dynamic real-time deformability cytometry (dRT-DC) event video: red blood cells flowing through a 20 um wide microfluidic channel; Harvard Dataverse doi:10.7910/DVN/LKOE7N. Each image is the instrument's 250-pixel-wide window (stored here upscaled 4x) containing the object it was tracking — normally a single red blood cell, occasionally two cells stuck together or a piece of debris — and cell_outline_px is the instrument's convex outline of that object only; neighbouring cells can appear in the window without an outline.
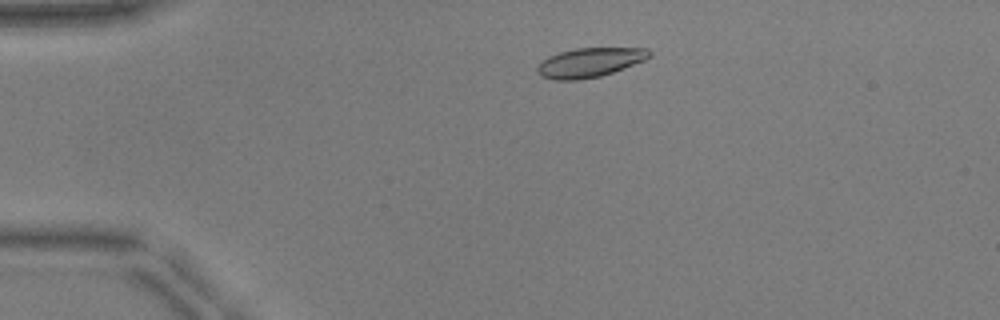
{"species": "common noctule bat (a hibernating species)", "species_latin": "Nyctalus noctula", "temperature_condition": "warm", "stored_images_in_passage": 47, "camera_frame_rate_fps": 3000, "um_per_image_px": 0.085, "animal": {"sex": "male", "body_mass_g": 17.9, "forearm_length_mm": 54.2}, "frame": {"image": 1, "passage_image": 7, "time_ms": 2.0, "image_size_px": [1000, 320], "cell_outline_px": [[652, 56], [644, 60], [612, 72], [600, 76], [580, 80], [556, 80], [540, 76], [536, 72], [536, 68], [548, 56], [560, 52], [576, 48], [648, 48], [652, 52]], "centroid_in_image_um": [50.12, 5.31], "position_along_channel_um": 34.9, "area_um2": 19.07}}
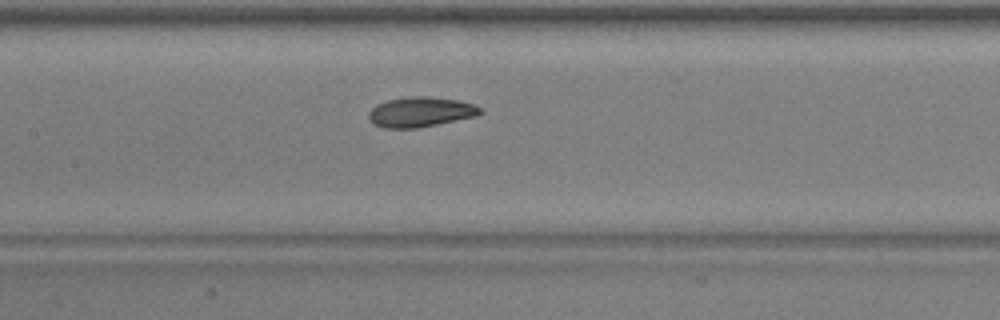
{"frame": {"image": 2, "passage_image": 21, "time_ms": 6.667, "image_size_px": [1000, 320], "cell_outline_px": [[484, 112], [480, 116], [416, 128], [384, 128], [372, 124], [368, 120], [368, 112], [376, 104], [388, 100], [412, 96], [424, 96], [456, 100], [472, 104], [484, 108]], "centroid_in_image_um": [35.76, 9.53], "position_along_channel_um": 171.6, "area_um2": 19.71}}
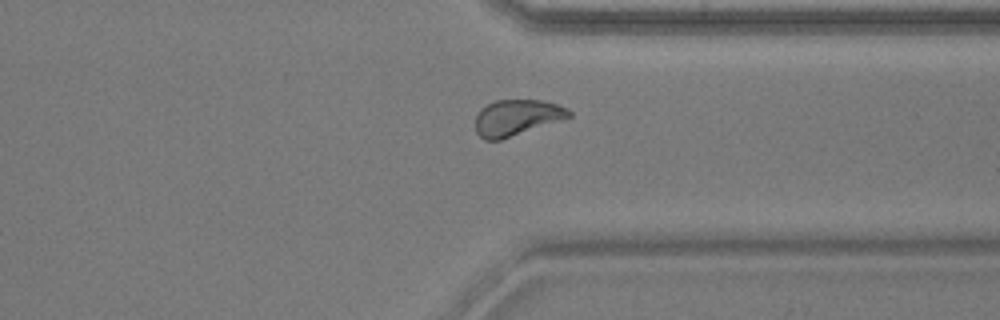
{"frame": {"image": 3, "passage_image": 36, "time_ms": 11.667, "image_size_px": [1000, 320], "cell_outline_px": [[572, 116], [564, 120], [500, 140], [484, 140], [476, 132], [476, 116], [480, 108], [496, 100], [540, 100], [556, 104], [568, 108], [572, 112]], "centroid_in_image_um": [43.95, 10.0], "position_along_channel_um": 367.5, "area_um2": 19.77}, "authors_computed_cell_mechanics": {"area_um2": 19.4208, "velocity_mm_per_s": 3.9217, "shape_relaxation_time_tau1_ms": 7.6981, "shape_relaxation_time_tau2_ms": 1.8307, "deformation_change_tau1": 0.1947, "deformation_change_tau2": 0.0791}}